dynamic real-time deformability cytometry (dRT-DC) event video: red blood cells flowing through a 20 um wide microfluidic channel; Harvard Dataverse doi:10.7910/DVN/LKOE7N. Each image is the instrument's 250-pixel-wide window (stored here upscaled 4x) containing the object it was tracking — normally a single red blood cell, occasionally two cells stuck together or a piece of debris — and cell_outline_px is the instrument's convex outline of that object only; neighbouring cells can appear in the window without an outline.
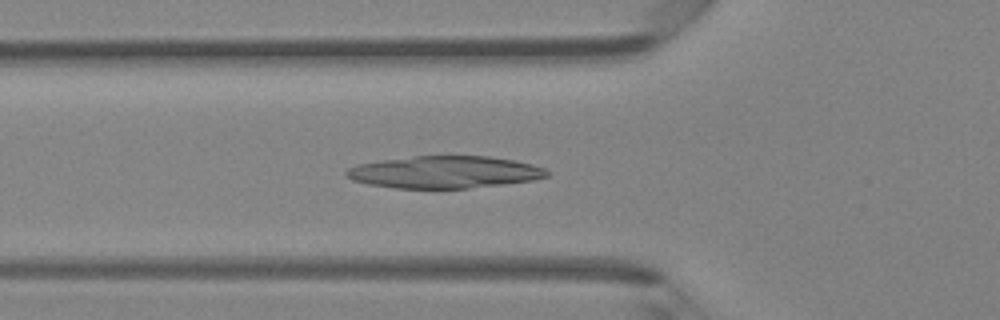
{"species": "Egyptian fruit bat (a non-hibernating species)", "species_latin": "Rousettus aegyptiacus", "temperature_condition": "room temperature", "stored_images_in_passage": 47, "camera_frame_rate_fps": 3000, "um_per_image_px": 0.085, "animal": {"sex": "female"}, "frame": {"image": 1, "passage_image": 17, "time_ms": 5.333, "image_size_px": [1000, 320], "cell_outline_px": [[548, 176], [532, 180], [468, 188], [396, 188], [368, 184], [352, 180], [344, 172], [348, 168], [360, 164], [380, 160], [412, 156], [488, 156], [516, 160], [532, 164], [544, 168], [548, 172]], "centroid_in_image_um": [37.78, 14.62], "position_along_channel_um": 88.0, "area_um2": 37.4}}
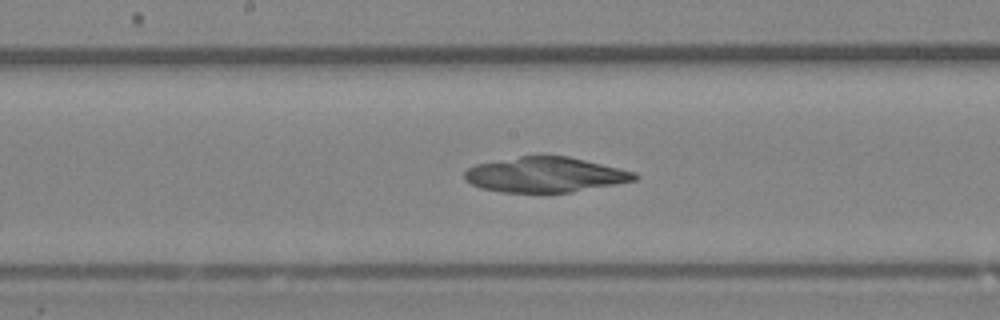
{"frame": {"image": 2, "passage_image": 25, "time_ms": 8.0, "image_size_px": [1000, 320], "cell_outline_px": [[640, 176], [636, 180], [616, 184], [568, 192], [500, 192], [480, 188], [464, 180], [464, 172], [468, 168], [476, 164], [520, 156], [568, 156], [636, 172]], "centroid_in_image_um": [46.33, 14.85], "position_along_channel_um": 201.9, "area_um2": 34.62}}
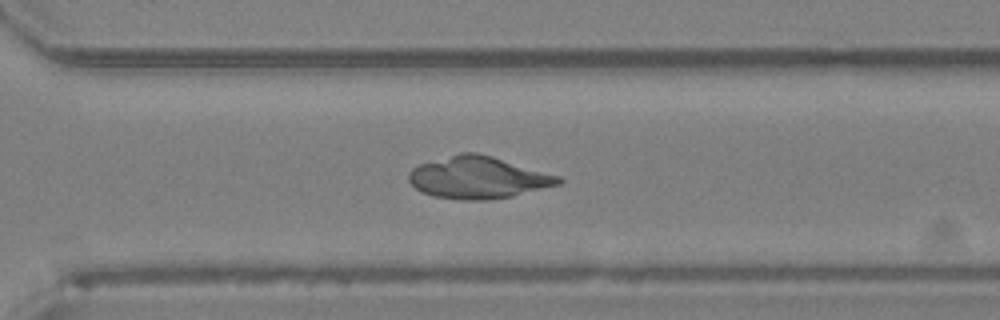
{"frame": {"image": 3, "passage_image": 34, "time_ms": 11.0, "image_size_px": [1000, 320], "cell_outline_px": [[564, 180], [560, 184], [512, 196], [488, 200], [464, 200], [432, 196], [420, 192], [408, 180], [408, 172], [412, 168], [420, 164], [460, 152], [476, 152], [492, 156], [560, 176]], "centroid_in_image_um": [40.62, 15.09], "position_along_channel_um": 330.0, "area_um2": 36.65}}